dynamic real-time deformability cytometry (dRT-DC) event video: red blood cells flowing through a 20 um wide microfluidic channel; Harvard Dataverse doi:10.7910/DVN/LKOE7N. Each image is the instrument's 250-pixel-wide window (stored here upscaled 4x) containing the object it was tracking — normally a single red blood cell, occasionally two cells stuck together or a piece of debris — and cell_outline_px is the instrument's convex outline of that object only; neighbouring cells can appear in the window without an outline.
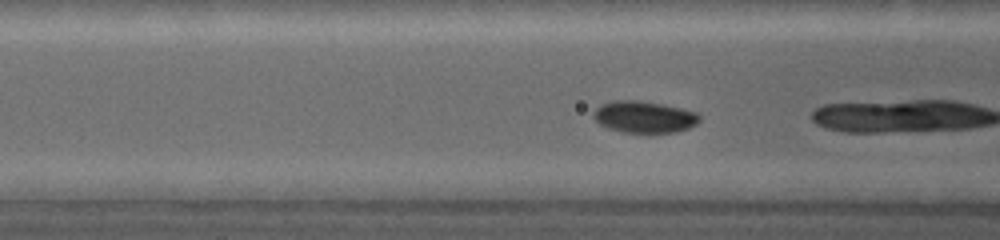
{"species": "common noctule bat (a hibernating species)", "species_latin": "Nyctalus noctula", "temperature_condition": "warm", "stored_images_in_passage": 8, "camera_frame_rate_fps": 5000, "um_per_image_px": 0.085, "animal": {"sex": "female", "body_mass_g": 19.0, "forearm_length_mm": 53.3}, "frame": {"image": 1, "passage_image": 6, "time_ms": 1.4, "image_size_px": [1000, 240], "cell_outline_px": [[700, 120], [696, 124], [688, 128], [676, 132], [624, 132], [608, 128], [600, 124], [592, 116], [592, 112], [600, 104], [616, 100], [636, 100], [660, 104], [680, 108], [696, 112], [700, 116]], "centroid_in_image_um": [54.73, 9.93], "position_along_channel_um": 111.9, "area_um2": 19.42}}